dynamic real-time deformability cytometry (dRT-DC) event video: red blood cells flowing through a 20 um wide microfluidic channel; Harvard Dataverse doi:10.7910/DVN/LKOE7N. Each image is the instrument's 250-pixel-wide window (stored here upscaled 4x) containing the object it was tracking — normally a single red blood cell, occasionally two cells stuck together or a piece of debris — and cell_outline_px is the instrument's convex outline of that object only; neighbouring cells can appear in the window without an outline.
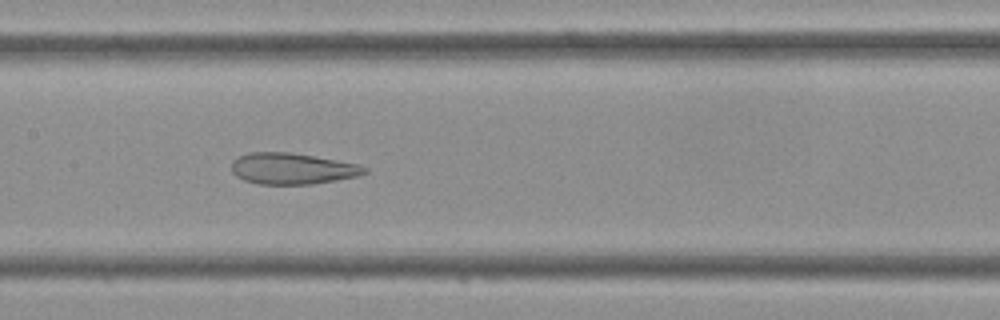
{"species": "Egyptian fruit bat (a non-hibernating species)", "species_latin": "Rousettus aegyptiacus", "temperature_condition": "cold", "stored_images_in_passage": 43, "camera_frame_rate_fps": 3000, "um_per_image_px": 0.085, "frame": {"image": 1, "passage_image": 21, "time_ms": 6.667, "image_size_px": [1000, 320], "cell_outline_px": [[368, 172], [356, 176], [336, 180], [312, 184], [260, 184], [244, 180], [236, 176], [232, 172], [232, 160], [236, 156], [248, 152], [288, 152], [336, 160], [356, 164], [368, 168]], "centroid_in_image_um": [24.79, 14.33], "position_along_channel_um": 182.6, "area_um2": 24.1}}
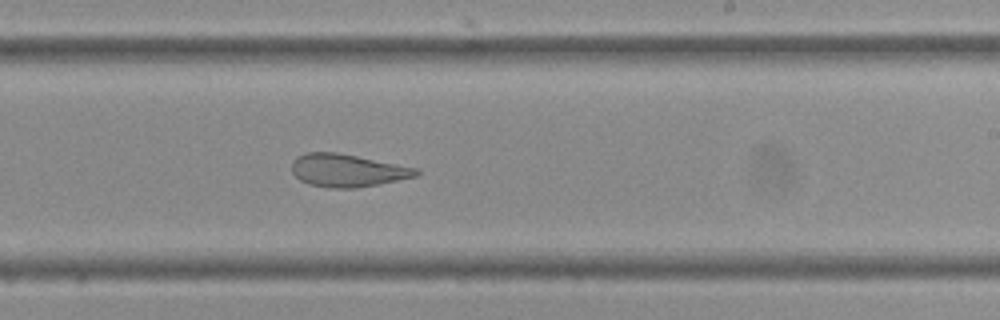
{"frame": {"image": 2, "passage_image": 26, "time_ms": 8.333, "image_size_px": [1000, 320], "cell_outline_px": [[420, 172], [416, 176], [356, 188], [328, 188], [308, 184], [300, 180], [292, 172], [292, 160], [296, 156], [304, 152], [336, 152], [420, 168]], "centroid_in_image_um": [29.49, 14.48], "position_along_channel_um": 259.5, "area_um2": 23.81}}
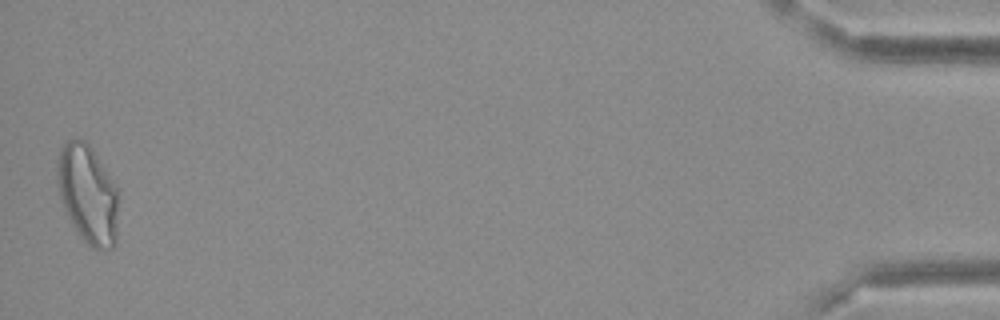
{"frame": {"image": 3, "passage_image": 43, "time_ms": 14.0, "image_size_px": [1000, 320], "cell_outline_px": [[120, 192], [116, 244], [112, 248], [100, 252], [92, 248], [80, 236], [72, 224], [64, 208], [56, 184], [56, 160], [60, 148], [68, 140], [84, 140], [92, 148]], "centroid_in_image_um": [7.48, 16.54], "position_along_channel_um": 427.7, "area_um2": 35.95}}